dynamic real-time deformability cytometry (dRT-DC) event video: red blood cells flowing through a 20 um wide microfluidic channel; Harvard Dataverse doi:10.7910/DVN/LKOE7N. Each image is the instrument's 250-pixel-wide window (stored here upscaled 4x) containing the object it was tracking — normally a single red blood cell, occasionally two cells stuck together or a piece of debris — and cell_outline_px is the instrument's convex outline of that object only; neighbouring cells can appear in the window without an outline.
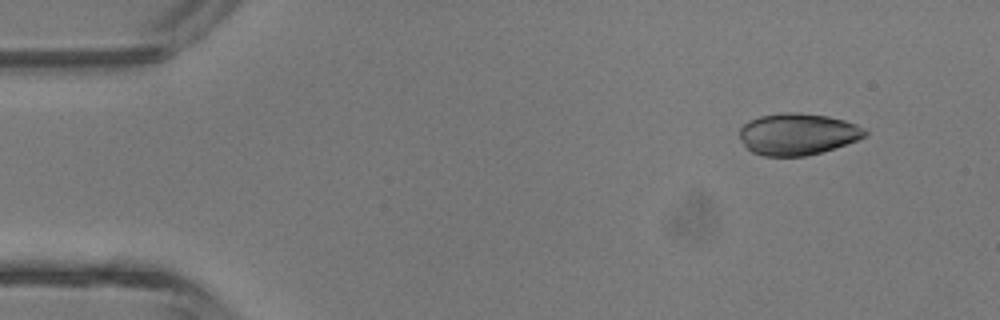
{"species": "common noctule bat (a hibernating species)", "species_latin": "Nyctalus noctula", "temperature_condition": "room temperature", "stored_images_in_passage": 43, "camera_frame_rate_fps": 3000, "um_per_image_px": 0.085, "animal": {"sex": "male", "body_mass_g": 13.3}, "frame": {"image": 1, "passage_image": 4, "time_ms": 1.0, "image_size_px": [1000, 320], "cell_outline_px": [[868, 136], [820, 152], [804, 156], [764, 156], [752, 152], [744, 144], [740, 136], [740, 128], [748, 120], [760, 116], [780, 112], [800, 112], [828, 116], [844, 120], [856, 124], [864, 128], [868, 132]], "centroid_in_image_um": [67.79, 11.38], "position_along_channel_um": 17.2, "area_um2": 30.4}}
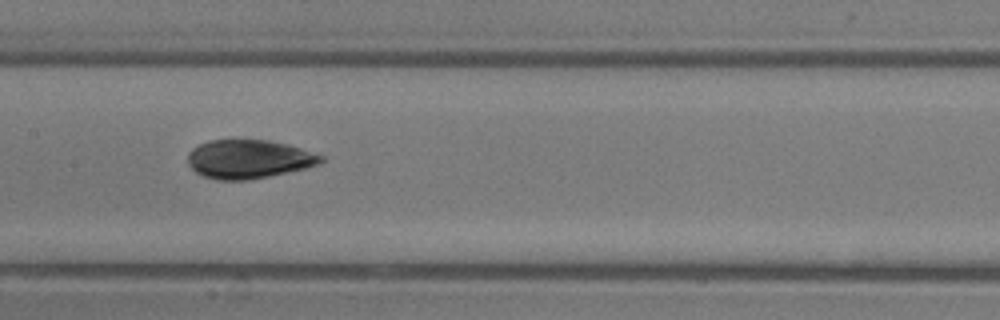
{"frame": {"image": 2, "passage_image": 21, "time_ms": 6.667, "image_size_px": [1000, 320], "cell_outline_px": [[324, 160], [320, 164], [308, 168], [252, 180], [216, 180], [204, 176], [196, 172], [188, 164], [188, 152], [192, 148], [208, 140], [268, 140], [288, 144], [324, 156]], "centroid_in_image_um": [21.16, 13.53], "position_along_channel_um": 186.2, "area_um2": 30.29}}
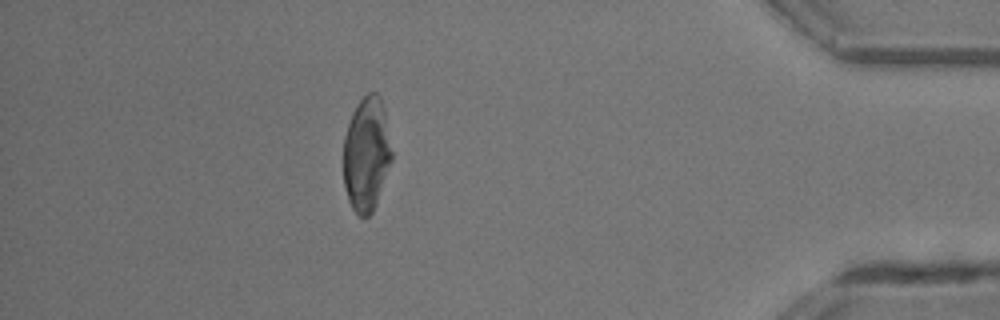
{"frame": {"image": 3, "passage_image": 38, "time_ms": 12.333, "image_size_px": [1000, 320], "cell_outline_px": [[392, 160], [372, 212], [368, 216], [360, 216], [352, 208], [348, 200], [344, 184], [344, 136], [352, 112], [356, 104], [368, 92], [376, 92], [380, 96], [384, 108], [392, 152]], "centroid_in_image_um": [31.15, 13.06], "position_along_channel_um": 404.1, "area_um2": 31.96}}